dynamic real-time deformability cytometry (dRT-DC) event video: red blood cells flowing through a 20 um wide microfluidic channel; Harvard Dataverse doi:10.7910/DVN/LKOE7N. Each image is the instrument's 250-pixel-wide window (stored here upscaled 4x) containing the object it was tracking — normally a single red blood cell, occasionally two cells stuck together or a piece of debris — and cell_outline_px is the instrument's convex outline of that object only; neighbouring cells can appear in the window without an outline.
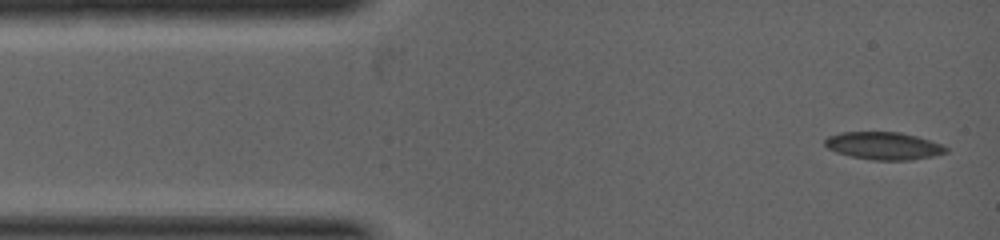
{"species": "common noctule bat (a hibernating species)", "species_latin": "Nyctalus noctula", "temperature_condition": "warm", "stored_images_in_passage": 35, "camera_frame_rate_fps": 5000, "um_per_image_px": 0.085, "animal": {"sex": "female", "body_mass_g": 19.0, "forearm_length_mm": 53.3}, "frame": {"image": 1, "passage_image": 1, "time_ms": 0.0, "image_size_px": [1000, 240], "cell_outline_px": [[948, 152], [932, 156], [908, 160], [872, 160], [852, 156], [836, 152], [828, 148], [824, 144], [824, 140], [828, 136], [840, 132], [900, 132], [916, 136], [944, 144], [948, 148]], "centroid_in_image_um": [75.12, 12.39], "position_along_channel_um": 9.9, "area_um2": 19.48}}
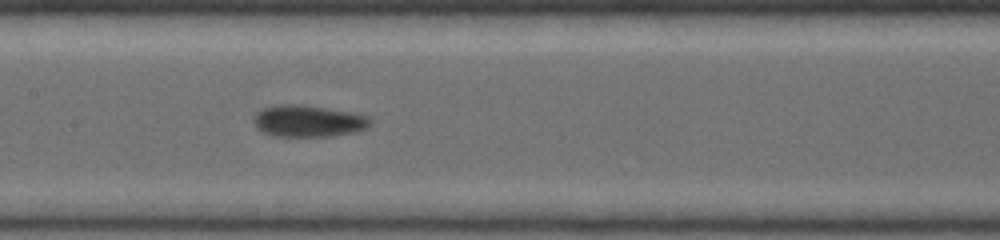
{"frame": {"image": 2, "passage_image": 15, "time_ms": 3.2, "image_size_px": [1000, 240], "cell_outline_px": [[372, 124], [368, 128], [356, 132], [332, 136], [272, 136], [256, 128], [252, 120], [256, 112], [272, 104], [300, 104], [352, 112], [368, 116], [372, 120]], "centroid_in_image_um": [26.2, 10.28], "position_along_channel_um": 181.2, "area_um2": 21.91}}
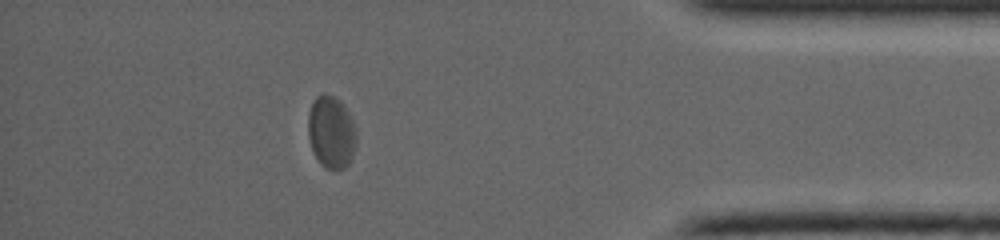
{"frame": {"image": 3, "passage_image": 29, "time_ms": 6.6, "image_size_px": [1000, 240], "cell_outline_px": [[356, 144], [352, 156], [348, 164], [344, 168], [324, 168], [320, 164], [312, 148], [308, 136], [308, 112], [312, 100], [316, 96], [324, 92], [340, 100], [344, 104], [356, 128]], "centroid_in_image_um": [28.15, 11.19], "position_along_channel_um": 407.1, "area_um2": 20.52}}